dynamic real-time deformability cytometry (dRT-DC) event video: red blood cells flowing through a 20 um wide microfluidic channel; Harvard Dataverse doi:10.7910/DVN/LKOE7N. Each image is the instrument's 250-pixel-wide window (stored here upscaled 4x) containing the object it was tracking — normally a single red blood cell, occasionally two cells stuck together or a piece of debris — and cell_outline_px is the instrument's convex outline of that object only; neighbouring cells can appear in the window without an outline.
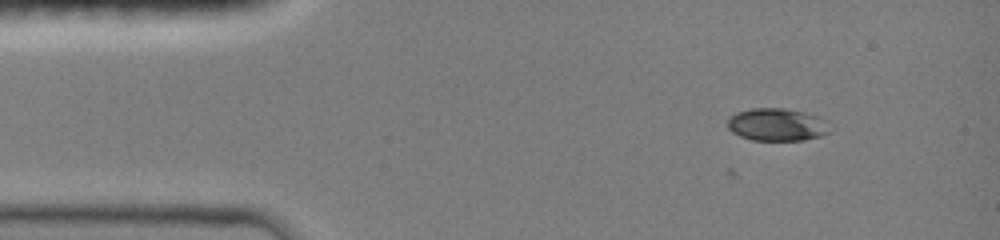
{"species": "common noctule bat (a hibernating species)", "species_latin": "Nyctalus noctula", "temperature_condition": "room temperature", "stored_images_in_passage": 43, "camera_frame_rate_fps": 3000, "um_per_image_px": 0.085, "animal": {"sex": "female", "body_mass_g": 19.0, "forearm_length_mm": 51.5}, "frame": {"image": 1, "passage_image": 1, "time_ms": 0.0, "image_size_px": [1000, 240], "cell_outline_px": [[832, 132], [820, 136], [804, 140], [752, 140], [740, 136], [732, 132], [728, 128], [728, 120], [736, 112], [752, 108], [784, 108], [804, 112], [820, 116], [828, 120]], "centroid_in_image_um": [66.11, 10.59], "position_along_channel_um": 18.9, "area_um2": 19.71}}
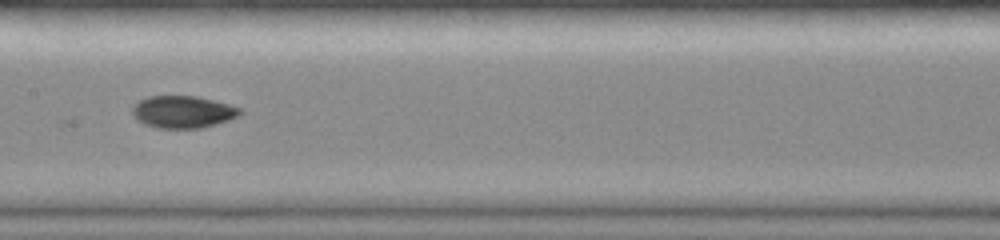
{"frame": {"image": 2, "passage_image": 19, "time_ms": 6.0, "image_size_px": [1000, 240], "cell_outline_px": [[244, 112], [240, 116], [216, 124], [200, 128], [156, 128], [144, 124], [136, 120], [132, 112], [132, 108], [140, 100], [148, 96], [196, 96], [228, 104], [240, 108]], "centroid_in_image_um": [15.55, 9.52], "position_along_channel_um": 191.9, "area_um2": 20.23}}
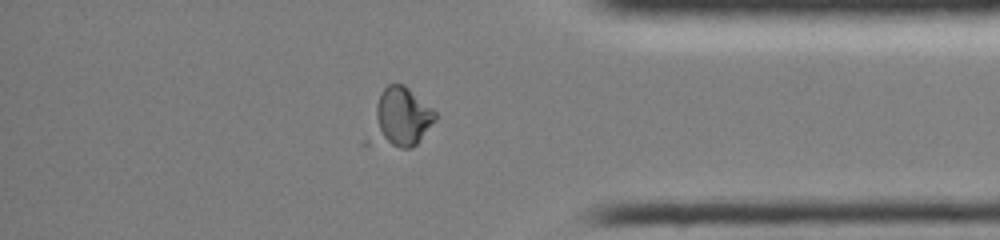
{"frame": {"image": 3, "passage_image": 35, "time_ms": 11.333, "image_size_px": [1000, 240], "cell_outline_px": [[436, 120], [420, 140], [412, 148], [400, 148], [360, 144], [380, 92], [388, 84], [404, 84], [432, 108], [436, 112]], "centroid_in_image_um": [33.87, 10.1], "position_along_channel_um": 401.3, "area_um2": 23.93}}